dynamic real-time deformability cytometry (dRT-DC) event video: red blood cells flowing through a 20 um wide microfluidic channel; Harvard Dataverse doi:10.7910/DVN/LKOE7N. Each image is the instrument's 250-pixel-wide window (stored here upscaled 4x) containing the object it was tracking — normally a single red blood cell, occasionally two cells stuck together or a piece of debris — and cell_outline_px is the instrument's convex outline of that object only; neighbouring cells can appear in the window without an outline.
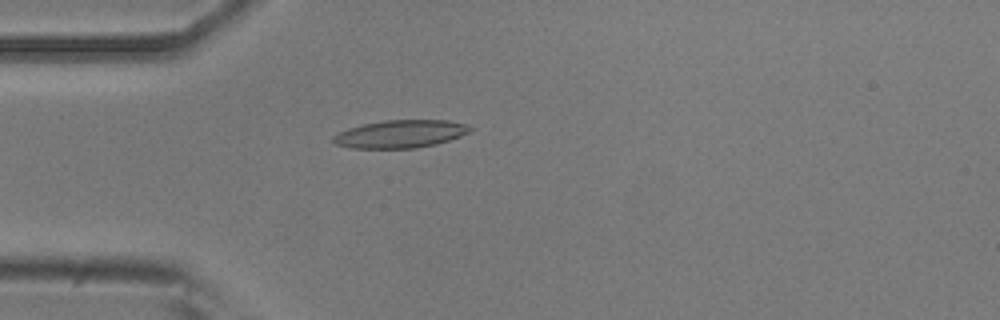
{"species": "common noctule bat (a hibernating species)", "species_latin": "Nyctalus noctula", "temperature_condition": "room temperature", "stored_images_in_passage": 51, "camera_frame_rate_fps": 3000, "um_per_image_px": 0.085, "animal": {"sex": "male", "body_mass_g": 20.5, "forearm_length_mm": 52.5}, "frame": {"image": 1, "passage_image": 14, "time_ms": 4.333, "image_size_px": [1000, 320], "cell_outline_px": [[476, 128], [460, 136], [436, 144], [416, 148], [352, 148], [336, 144], [332, 140], [332, 136], [348, 128], [364, 124], [384, 120], [448, 120], [464, 124]], "centroid_in_image_um": [34.04, 11.38], "position_along_channel_um": 51.0, "area_um2": 22.08}}
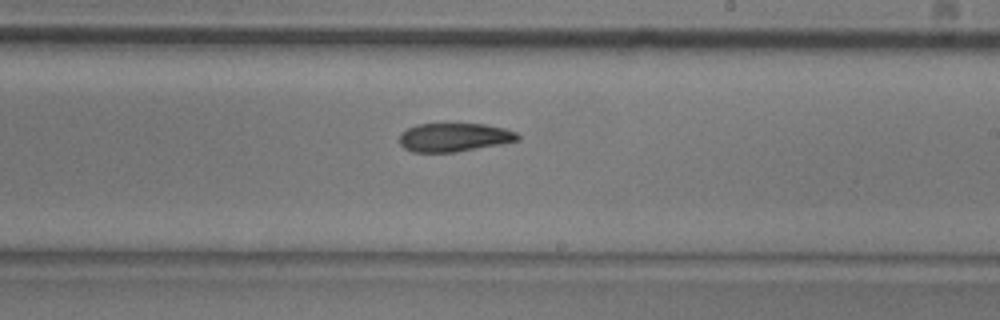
{"frame": {"image": 2, "passage_image": 30, "time_ms": 9.667, "image_size_px": [1000, 320], "cell_outline_px": [[520, 140], [500, 144], [456, 152], [412, 152], [404, 148], [400, 144], [400, 132], [416, 124], [484, 124], [504, 128], [516, 132], [520, 136]], "centroid_in_image_um": [38.59, 11.67], "position_along_channel_um": 250.4, "area_um2": 19.71}}
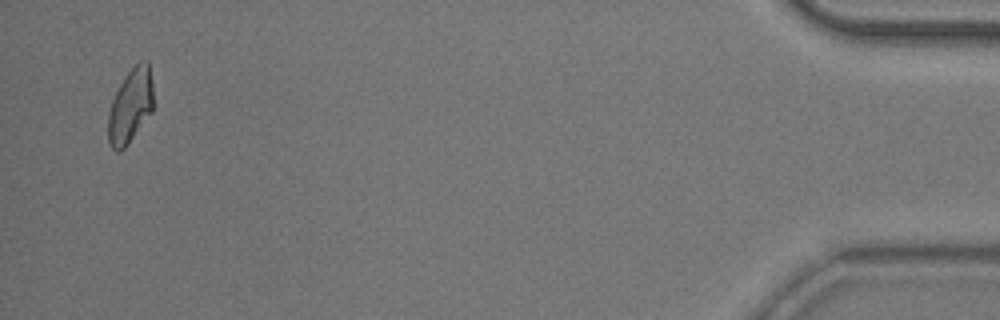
{"frame": {"image": 3, "passage_image": 50, "time_ms": 16.333, "image_size_px": [1000, 320], "cell_outline_px": [[152, 112], [128, 144], [120, 152], [116, 152], [112, 148], [108, 140], [108, 116], [112, 100], [124, 76], [140, 60], [148, 60], [152, 84]], "centroid_in_image_um": [11.08, 9.01], "position_along_channel_um": 424.1, "area_um2": 19.48}, "authors_computed_cell_mechanics": {"area_um2": 20.8658, "velocity_mm_per_s": 3.8777, "shape_relaxation_time_tau1_ms": null, "shape_relaxation_time_tau2_ms": 3.36, "deformation_change_tau1": null, "deformation_change_tau2": 0.1015}}